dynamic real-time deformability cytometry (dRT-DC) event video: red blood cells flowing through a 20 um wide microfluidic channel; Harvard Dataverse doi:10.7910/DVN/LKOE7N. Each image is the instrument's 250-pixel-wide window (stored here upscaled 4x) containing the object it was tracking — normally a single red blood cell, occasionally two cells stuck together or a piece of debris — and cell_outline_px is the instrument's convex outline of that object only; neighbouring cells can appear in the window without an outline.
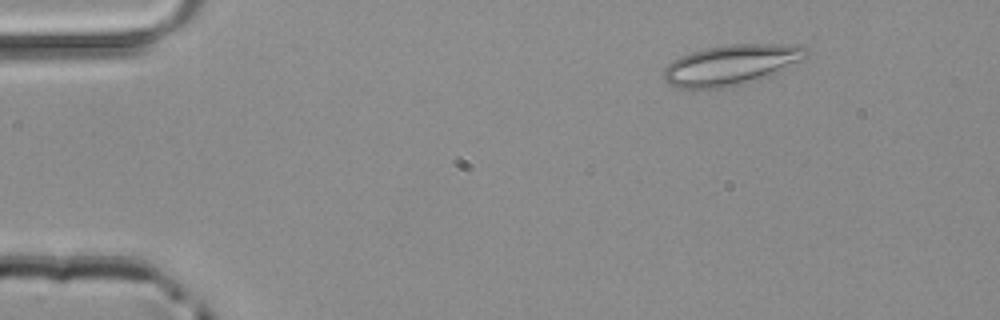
{"species": "common noctule bat (a hibernating species)", "species_latin": "Nyctalus noctula", "temperature_condition": "room temperature", "stored_images_in_passage": 43, "camera_frame_rate_fps": 3000, "um_per_image_px": 0.085, "animal": {"sex": "male", "body_mass_g": 20.4}, "frame": {"image": 1, "passage_image": 1, "time_ms": 0.0, "image_size_px": [1000, 320], "cell_outline_px": [[812, 52], [804, 60], [768, 76], [744, 84], [728, 88], [676, 88], [668, 84], [664, 80], [664, 68], [672, 60], [680, 56], [704, 48], [724, 44], [800, 44]], "centroid_in_image_um": [62.19, 5.5], "position_along_channel_um": 22.8, "area_um2": 34.1}}
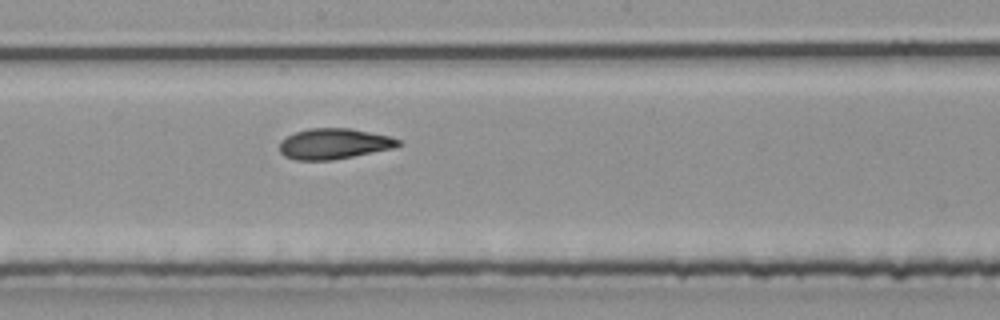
{"frame": {"image": 2, "passage_image": 21, "time_ms": 6.667, "image_size_px": [1000, 320], "cell_outline_px": [[400, 144], [396, 148], [332, 160], [296, 160], [284, 156], [280, 152], [280, 140], [296, 132], [308, 128], [352, 128], [388, 136], [400, 140]], "centroid_in_image_um": [28.38, 12.22], "position_along_channel_um": 219.8, "area_um2": 21.21}}
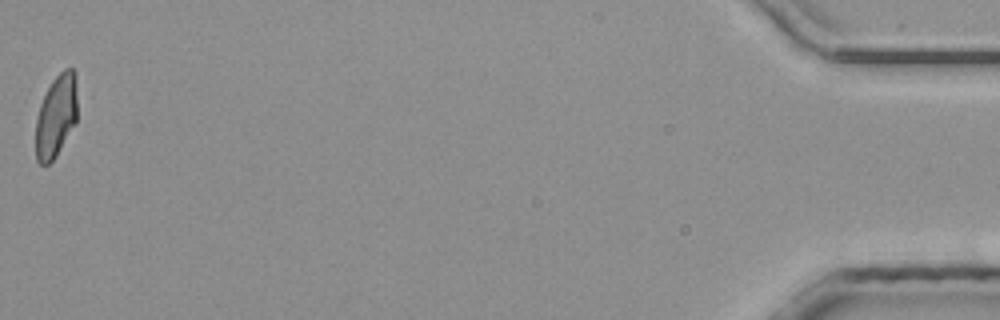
{"frame": {"image": 3, "passage_image": 43, "time_ms": 14.0, "image_size_px": [1000, 320], "cell_outline_px": [[76, 124], [56, 156], [48, 164], [40, 164], [36, 160], [36, 120], [40, 104], [52, 80], [64, 68], [72, 68], [76, 72]], "centroid_in_image_um": [4.78, 9.86], "position_along_channel_um": 430.4, "area_um2": 20.06}}